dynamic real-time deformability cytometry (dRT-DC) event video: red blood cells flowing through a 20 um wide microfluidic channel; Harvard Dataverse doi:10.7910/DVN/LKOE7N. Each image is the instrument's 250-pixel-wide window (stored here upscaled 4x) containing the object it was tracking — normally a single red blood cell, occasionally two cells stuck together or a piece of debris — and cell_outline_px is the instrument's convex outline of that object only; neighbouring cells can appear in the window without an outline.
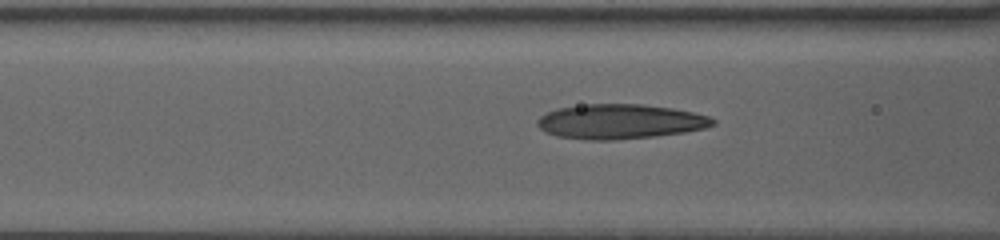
{"species": "human", "species_latin": "Homo sapiens", "temperature_condition": "warm", "stored_images_in_passage": 37, "camera_frame_rate_fps": 3000, "um_per_image_px": 0.085, "donor": {"sex": "female"}, "frame": {"image": 1, "passage_image": 27, "time_ms": 4.0, "image_size_px": [1000, 240], "cell_outline_px": [[716, 124], [704, 128], [684, 132], [652, 136], [612, 140], [588, 140], [556, 136], [540, 128], [536, 124], [536, 120], [540, 116], [556, 108], [588, 104], [640, 104], [672, 108], [692, 112], [708, 116], [716, 120]], "centroid_in_image_um": [52.68, 10.33], "position_along_channel_um": 113.9, "area_um2": 35.32}}
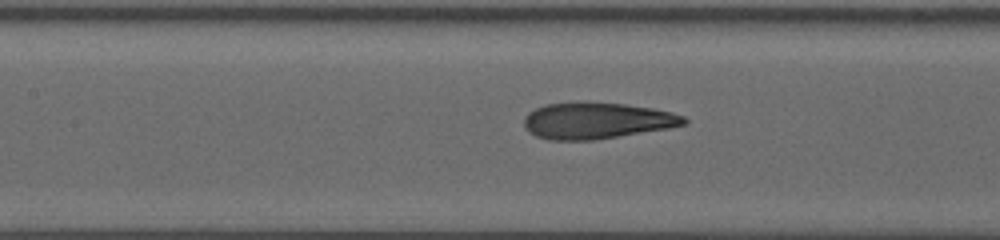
{"frame": {"image": 2, "passage_image": 34, "time_ms": 5.333, "image_size_px": [1000, 240], "cell_outline_px": [[688, 120], [684, 124], [668, 128], [592, 140], [548, 140], [536, 136], [528, 132], [524, 124], [524, 116], [528, 112], [544, 104], [624, 104], [652, 108], [672, 112], [684, 116]], "centroid_in_image_um": [50.7, 10.28], "position_along_channel_um": 156.7, "area_um2": 33.06}}